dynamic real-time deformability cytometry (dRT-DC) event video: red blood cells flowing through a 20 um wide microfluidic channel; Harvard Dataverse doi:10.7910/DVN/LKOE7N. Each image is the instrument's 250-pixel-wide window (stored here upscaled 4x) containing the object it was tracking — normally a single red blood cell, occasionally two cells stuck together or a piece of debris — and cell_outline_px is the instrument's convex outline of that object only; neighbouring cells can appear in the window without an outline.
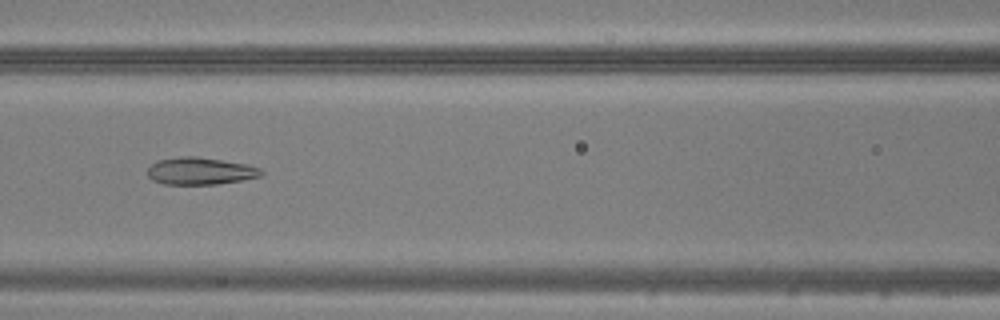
{"species": "common noctule bat (a hibernating species)", "species_latin": "Nyctalus noctula", "temperature_condition": "warm", "stored_images_in_passage": 36, "camera_frame_rate_fps": 3000, "um_per_image_px": 0.085, "animal": {"sex": "male", "body_mass_g": 20.5, "forearm_length_mm": 52.5}, "frame": {"image": 1, "passage_image": 9, "time_ms": 2.667, "image_size_px": [1000, 320], "cell_outline_px": [[264, 172], [260, 176], [240, 180], [216, 184], [164, 184], [152, 180], [148, 176], [148, 168], [156, 160], [180, 156], [196, 156], [248, 164], [260, 168]], "centroid_in_image_um": [17.0, 14.53], "position_along_channel_um": 149.6, "area_um2": 18.03}}
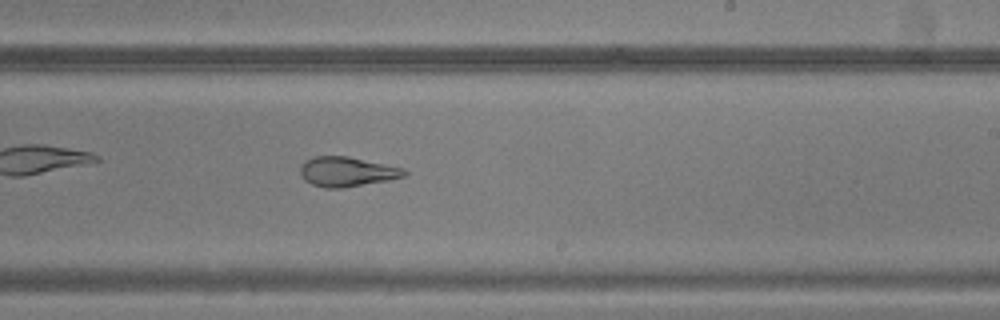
{"frame": {"image": 2, "passage_image": 17, "time_ms": 5.333, "image_size_px": [1000, 320], "cell_outline_px": [[408, 172], [404, 176], [388, 180], [340, 188], [324, 188], [312, 184], [304, 180], [300, 172], [300, 164], [304, 160], [312, 156], [348, 156], [404, 168]], "centroid_in_image_um": [29.44, 14.58], "position_along_channel_um": 259.6, "area_um2": 18.03}}
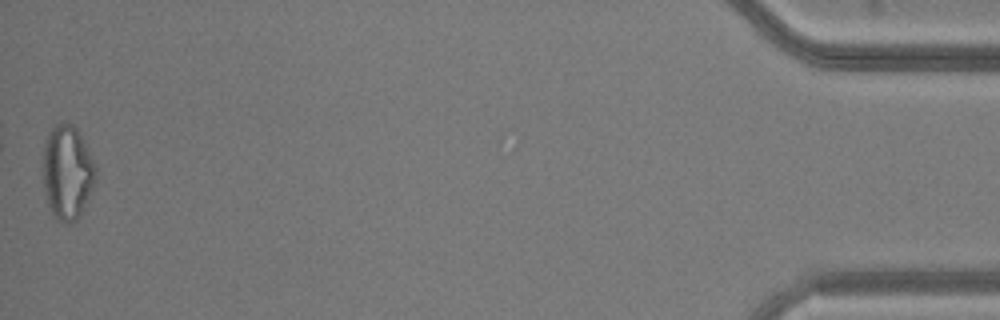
{"frame": {"image": 3, "passage_image": 36, "time_ms": 11.667, "image_size_px": [1000, 320], "cell_outline_px": [[96, 180], [76, 220], [72, 224], [64, 224], [56, 220], [52, 216], [48, 204], [44, 188], [44, 140], [48, 132], [56, 124], [72, 124], [76, 128], [96, 168]], "centroid_in_image_um": [5.69, 14.69], "position_along_channel_um": 429.5, "area_um2": 28.44}}